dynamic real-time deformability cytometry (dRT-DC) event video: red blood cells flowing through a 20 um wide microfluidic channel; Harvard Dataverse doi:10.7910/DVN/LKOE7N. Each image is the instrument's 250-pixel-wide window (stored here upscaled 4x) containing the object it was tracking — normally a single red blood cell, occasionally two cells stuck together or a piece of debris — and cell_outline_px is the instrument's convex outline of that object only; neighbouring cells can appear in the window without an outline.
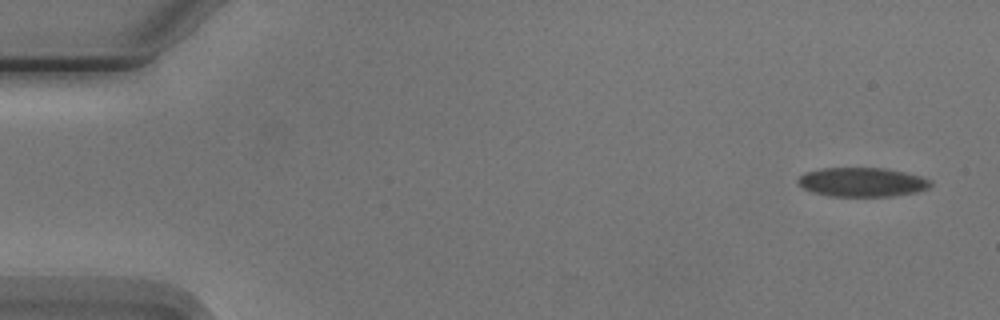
{"species": "Egyptian fruit bat (a non-hibernating species)", "species_latin": "Rousettus aegyptiacus", "temperature_condition": "cold", "stored_images_in_passage": 8, "camera_frame_rate_fps": 3000, "um_per_image_px": 0.085, "animal": {"sex": "male"}, "frame": {"image": 1, "passage_image": 1, "time_ms": 0.0, "image_size_px": [1000, 320], "cell_outline_px": [[932, 184], [928, 188], [916, 192], [892, 196], [828, 196], [812, 192], [804, 188], [796, 180], [804, 172], [824, 168], [884, 168], [904, 172], [920, 176], [932, 180]], "centroid_in_image_um": [73.28, 15.48], "position_along_channel_um": 11.7, "area_um2": 22.48}}
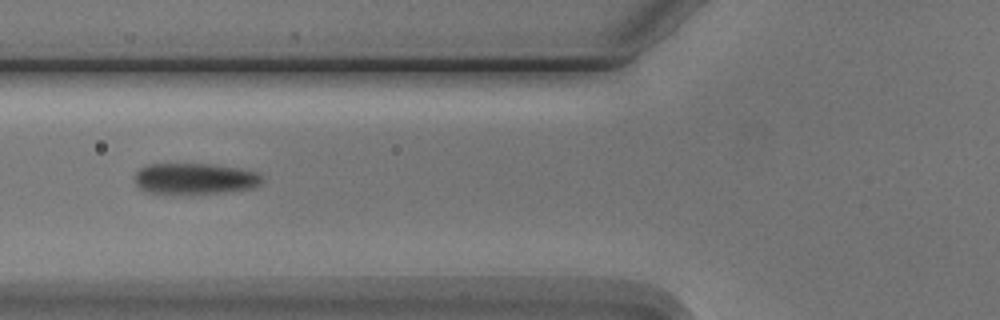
{"frame": {"image": 2, "passage_image": 6, "time_ms": 6.0, "image_size_px": [1000, 320], "cell_outline_px": [[264, 180], [260, 184], [252, 188], [224, 192], [192, 196], [180, 196], [144, 192], [136, 184], [136, 172], [140, 168], [148, 164], [212, 164], [240, 168], [260, 172], [264, 176]], "centroid_in_image_um": [16.58, 15.23], "position_along_channel_um": 109.2, "area_um2": 24.1}}
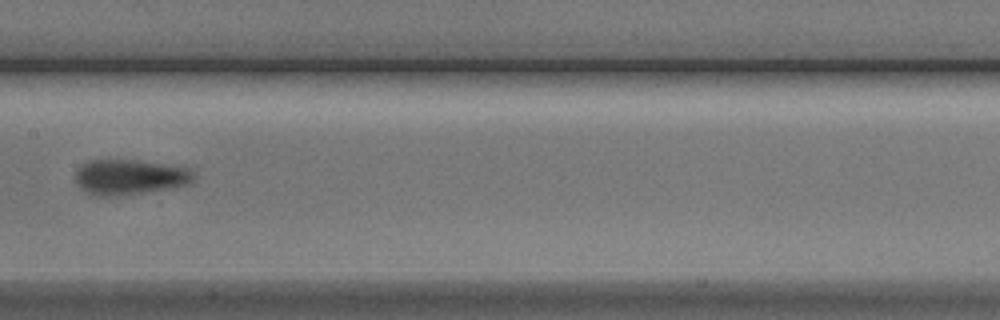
{"frame": {"image": 3, "passage_image": 8, "time_ms": 8.333, "image_size_px": [1000, 320], "cell_outline_px": [[196, 176], [188, 184], [172, 188], [116, 196], [96, 196], [84, 192], [80, 188], [76, 180], [76, 168], [80, 164], [88, 160], [140, 160], [188, 168]], "centroid_in_image_um": [10.98, 15.04], "position_along_channel_um": 196.4, "area_um2": 24.45}}